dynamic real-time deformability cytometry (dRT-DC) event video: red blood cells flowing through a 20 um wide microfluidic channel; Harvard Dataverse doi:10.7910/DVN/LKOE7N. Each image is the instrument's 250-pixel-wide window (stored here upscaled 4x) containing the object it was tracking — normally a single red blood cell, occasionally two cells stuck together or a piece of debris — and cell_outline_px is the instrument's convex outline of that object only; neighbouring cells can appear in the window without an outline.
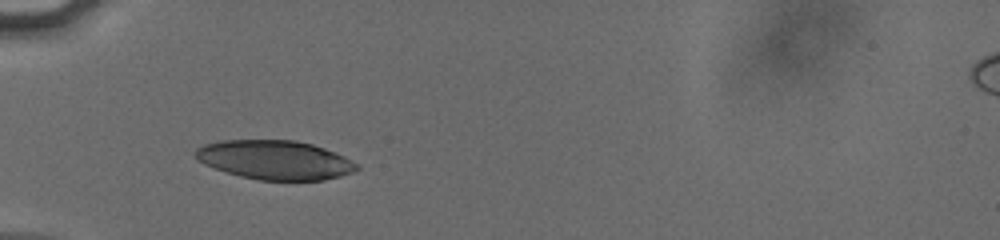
{"species": "human", "species_latin": "Homo sapiens", "temperature_condition": "cold", "stored_images_in_passage": 30, "camera_frame_rate_fps": 3000, "um_per_image_px": 0.085, "donor": {"sex": "male"}, "frame": {"image": 1, "passage_image": 1, "time_ms": 0.0, "image_size_px": [1000, 240], "cell_outline_px": [[360, 168], [352, 172], [340, 176], [324, 180], [260, 180], [240, 176], [204, 164], [196, 160], [192, 152], [196, 148], [204, 144], [220, 140], [296, 140], [312, 144], [324, 148], [344, 156], [356, 164]], "centroid_in_image_um": [23.32, 13.58], "position_along_channel_um": 61.7, "area_um2": 36.76}}
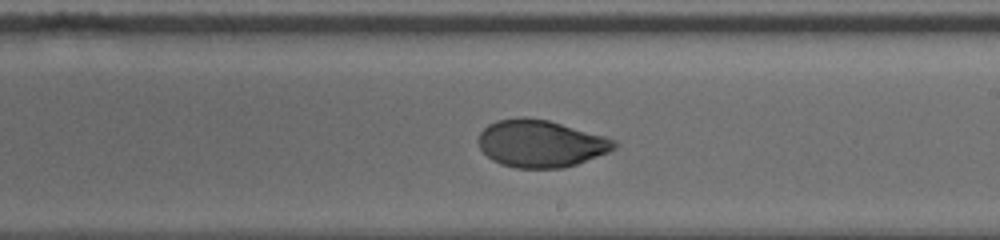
{"frame": {"image": 2, "passage_image": 16, "time_ms": 5.0, "image_size_px": [1000, 240], "cell_outline_px": [[620, 144], [616, 148], [608, 152], [576, 164], [564, 168], [516, 168], [500, 164], [492, 160], [480, 148], [480, 132], [488, 124], [496, 120], [520, 116], [524, 116], [548, 120], [604, 136], [616, 140]], "centroid_in_image_um": [45.97, 12.2], "position_along_channel_um": 243.0, "area_um2": 37.4}}
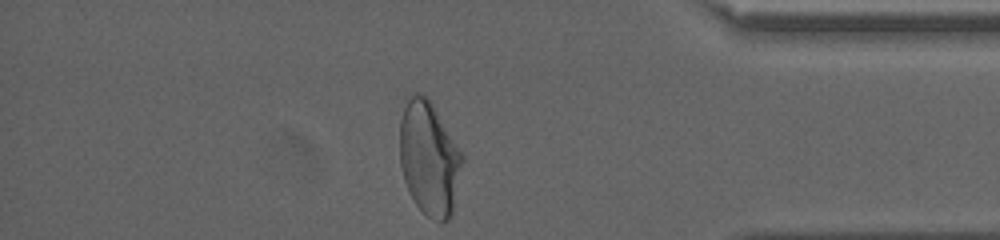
{"frame": {"image": 3, "passage_image": 30, "time_ms": 9.667, "image_size_px": [1000, 240], "cell_outline_px": [[464, 160], [452, 212], [448, 220], [432, 220], [416, 204], [404, 180], [400, 164], [400, 120], [408, 96], [412, 92], [416, 92], [428, 96], [464, 152]], "centroid_in_image_um": [36.5, 13.39], "position_along_channel_um": 398.7, "area_um2": 41.91}, "authors_computed_cell_mechanics": {"area_um2": 37.7145, "velocity_mm_per_s": 3.8062, "shape_relaxation_time_tau1_ms": 5.0513, "shape_relaxation_time_tau2_ms": 1.0834, "deformation_change_tau1": 0.1826, "deformation_change_tau2": 0.0476}}